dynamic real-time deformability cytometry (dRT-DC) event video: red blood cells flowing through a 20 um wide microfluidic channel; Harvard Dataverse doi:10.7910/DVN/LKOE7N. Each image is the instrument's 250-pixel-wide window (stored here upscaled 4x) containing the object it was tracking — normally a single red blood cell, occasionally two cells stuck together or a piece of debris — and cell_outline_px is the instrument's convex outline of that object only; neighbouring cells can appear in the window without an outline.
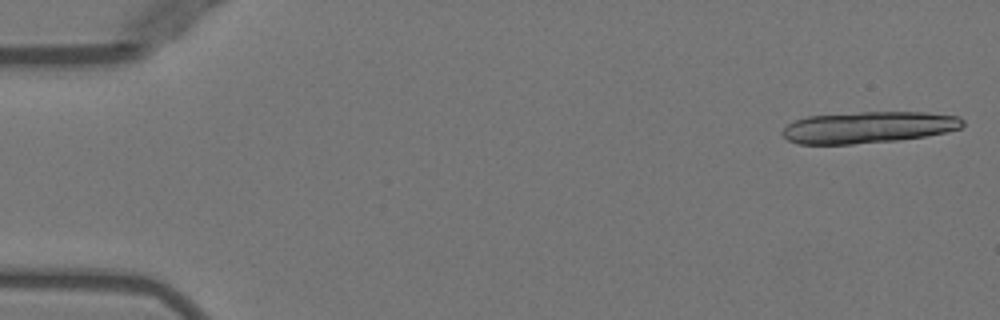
{"species": "Egyptian fruit bat (a non-hibernating species)", "species_latin": "Rousettus aegyptiacus", "temperature_condition": "warm", "stored_images_in_passage": 17, "camera_frame_rate_fps": 3000, "um_per_image_px": 0.085, "animal": {"sex": "female"}, "frame": {"image": 1, "passage_image": 1, "time_ms": 0.0, "image_size_px": [1000, 320], "cell_outline_px": [[964, 124], [960, 128], [948, 132], [924, 136], [896, 140], [852, 144], [796, 144], [788, 140], [780, 132], [788, 124], [796, 120], [808, 116], [860, 112], [924, 112], [960, 116], [964, 120]], "centroid_in_image_um": [73.82, 10.82], "position_along_channel_um": 11.2, "area_um2": 33.18}}